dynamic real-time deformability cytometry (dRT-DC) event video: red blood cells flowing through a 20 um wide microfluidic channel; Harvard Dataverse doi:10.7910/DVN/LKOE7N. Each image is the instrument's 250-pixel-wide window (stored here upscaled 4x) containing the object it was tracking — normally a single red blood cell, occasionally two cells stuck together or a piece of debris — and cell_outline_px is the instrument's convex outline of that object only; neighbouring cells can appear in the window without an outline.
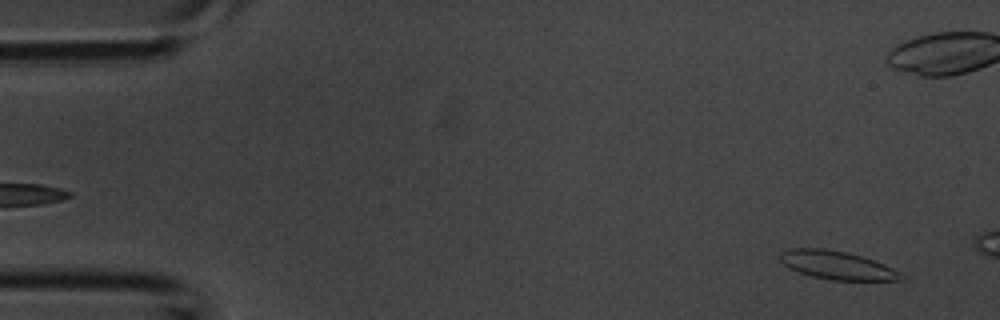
{"species": "common noctule bat (a hibernating species)", "species_latin": "Nyctalus noctula", "temperature_condition": "room temperature", "stored_images_in_passage": 5, "camera_frame_rate_fps": 3000, "um_per_image_px": 0.085, "animal": {"sex": "male", "body_mass_g": 20.1, "forearm_length_mm": 53.5}, "frame": {"image": 1, "passage_image": 5, "time_ms": 1.333, "image_size_px": [1000, 320], "cell_outline_px": [[900, 280], [832, 280], [812, 276], [800, 272], [784, 264], [780, 260], [780, 252], [792, 248], [824, 248], [848, 252], [884, 264], [900, 272]], "centroid_in_image_um": [71.11, 22.53], "position_along_channel_um": 13.9, "area_um2": 19.59}}